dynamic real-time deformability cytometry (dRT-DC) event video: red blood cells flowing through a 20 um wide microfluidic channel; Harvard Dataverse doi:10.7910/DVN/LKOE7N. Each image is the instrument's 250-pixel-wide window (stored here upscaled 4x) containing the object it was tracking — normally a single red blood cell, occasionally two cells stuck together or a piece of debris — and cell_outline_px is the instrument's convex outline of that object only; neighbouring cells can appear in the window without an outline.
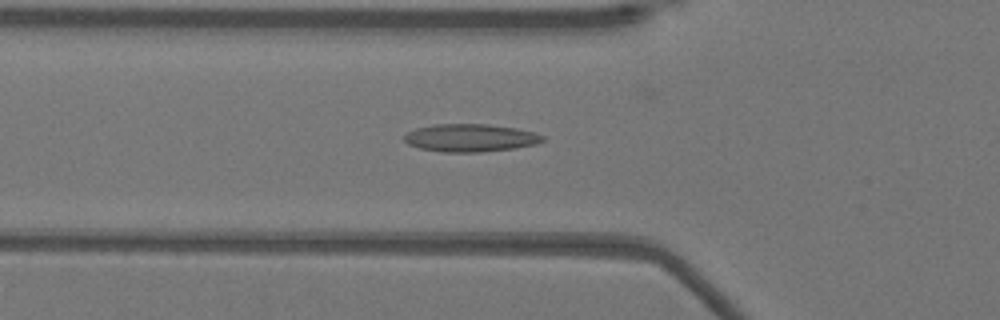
{"species": "Egyptian fruit bat (a non-hibernating species)", "species_latin": "Rousettus aegyptiacus", "temperature_condition": "warm", "stored_images_in_passage": 52, "camera_frame_rate_fps": 3000, "um_per_image_px": 0.085, "animal": {"sex": "female"}, "frame": {"image": 1, "passage_image": 18, "time_ms": 5.667, "image_size_px": [1000, 320], "cell_outline_px": [[544, 140], [536, 144], [516, 148], [480, 152], [444, 152], [420, 148], [408, 144], [404, 140], [404, 136], [408, 132], [416, 128], [432, 124], [488, 124], [516, 128], [532, 132], [544, 136]], "centroid_in_image_um": [39.97, 11.71], "position_along_channel_um": 85.8, "area_um2": 22.37}}
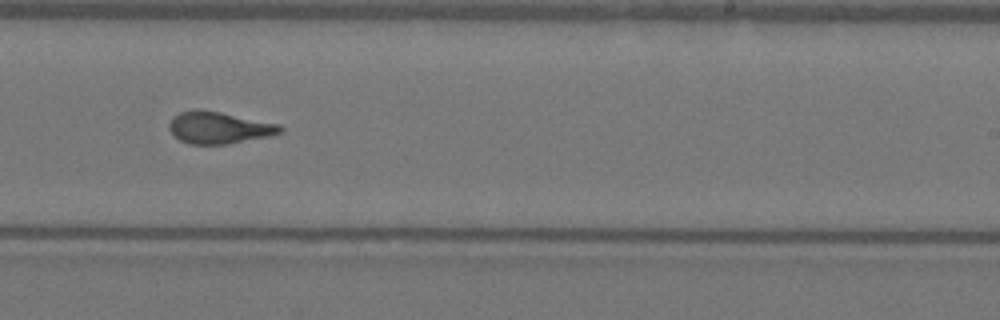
{"frame": {"image": 2, "passage_image": 32, "time_ms": 10.333, "image_size_px": [1000, 320], "cell_outline_px": [[284, 128], [280, 132], [268, 136], [228, 144], [188, 144], [180, 140], [168, 128], [168, 124], [172, 116], [180, 112], [196, 108], [200, 108], [280, 124]], "centroid_in_image_um": [18.57, 10.83], "position_along_channel_um": 270.4, "area_um2": 20.69}}
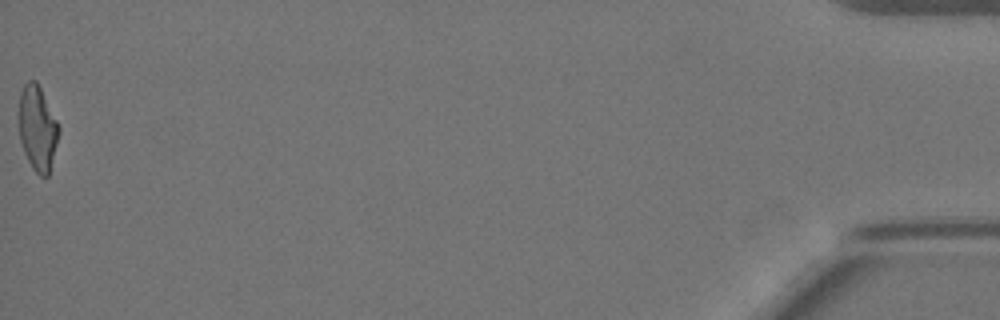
{"frame": {"image": 3, "passage_image": 52, "time_ms": 17.0, "image_size_px": [1000, 320], "cell_outline_px": [[60, 132], [48, 176], [40, 176], [32, 168], [24, 152], [20, 140], [20, 92], [24, 84], [28, 80], [36, 80], [60, 128]], "centroid_in_image_um": [3.19, 10.91], "position_along_channel_um": 432.0, "area_um2": 19.36}, "authors_computed_cell_mechanics": {"area_um2": 20.5479, "velocity_mm_per_s": 3.9486, "shape_relaxation_time_tau1_ms": null, "shape_relaxation_time_tau2_ms": 1.7276, "deformation_change_tau1": null, "deformation_change_tau2": 0.107}}